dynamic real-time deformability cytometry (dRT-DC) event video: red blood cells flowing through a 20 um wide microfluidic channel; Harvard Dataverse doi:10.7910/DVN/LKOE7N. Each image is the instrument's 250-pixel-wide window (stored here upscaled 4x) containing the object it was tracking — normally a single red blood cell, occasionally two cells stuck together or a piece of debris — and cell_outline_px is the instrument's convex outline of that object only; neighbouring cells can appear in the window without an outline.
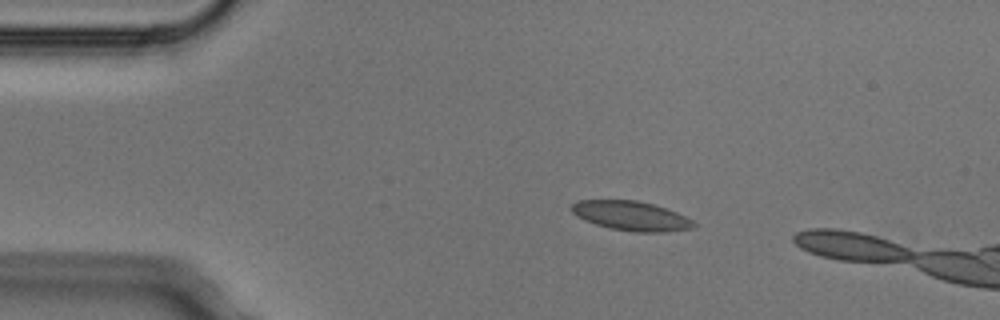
{"species": "Egyptian fruit bat (a non-hibernating species)", "species_latin": "Rousettus aegyptiacus", "temperature_condition": "cold", "stored_images_in_passage": 4, "camera_frame_rate_fps": 3000, "um_per_image_px": 0.085, "animal": {"sex": "male"}, "frame": {"image": 1, "passage_image": 2, "time_ms": 0.333, "image_size_px": [1000, 320], "cell_outline_px": [[696, 224], [692, 228], [668, 232], [636, 232], [608, 228], [584, 220], [576, 216], [572, 212], [572, 204], [576, 200], [636, 200], [652, 204], [676, 212], [692, 220]], "centroid_in_image_um": [53.62, 18.35], "position_along_channel_um": 31.4, "area_um2": 20.87}}